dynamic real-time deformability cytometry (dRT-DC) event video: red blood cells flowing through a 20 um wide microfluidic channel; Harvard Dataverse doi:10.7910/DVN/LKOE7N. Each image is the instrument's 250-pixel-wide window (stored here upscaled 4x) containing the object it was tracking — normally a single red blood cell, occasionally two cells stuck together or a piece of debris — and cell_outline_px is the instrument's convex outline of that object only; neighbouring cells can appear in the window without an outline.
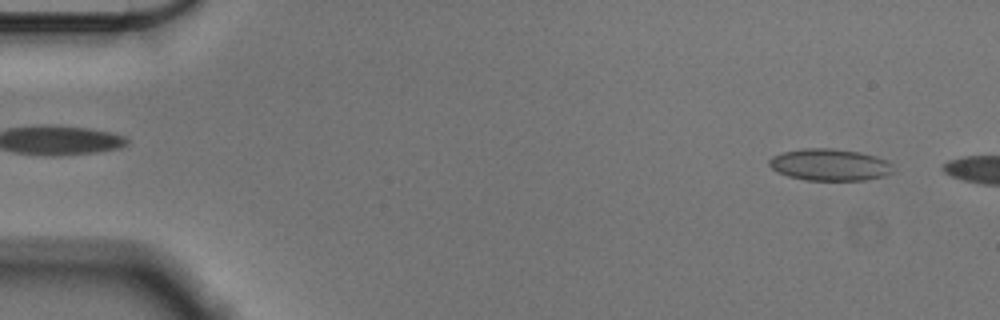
{"species": "Egyptian fruit bat (a non-hibernating species)", "species_latin": "Rousettus aegyptiacus", "temperature_condition": "cold", "stored_images_in_passage": 7, "camera_frame_rate_fps": 3000, "um_per_image_px": 0.085, "animal": {"sex": "male"}, "frame": {"image": 1, "passage_image": 3, "time_ms": 0.667, "image_size_px": [1000, 320], "cell_outline_px": [[896, 172], [864, 180], [804, 180], [788, 176], [776, 172], [768, 164], [768, 160], [772, 156], [784, 152], [804, 148], [832, 148], [860, 152], [876, 156], [888, 160], [892, 164]], "centroid_in_image_um": [70.54, 14.0], "position_along_channel_um": 14.5, "area_um2": 23.18}}